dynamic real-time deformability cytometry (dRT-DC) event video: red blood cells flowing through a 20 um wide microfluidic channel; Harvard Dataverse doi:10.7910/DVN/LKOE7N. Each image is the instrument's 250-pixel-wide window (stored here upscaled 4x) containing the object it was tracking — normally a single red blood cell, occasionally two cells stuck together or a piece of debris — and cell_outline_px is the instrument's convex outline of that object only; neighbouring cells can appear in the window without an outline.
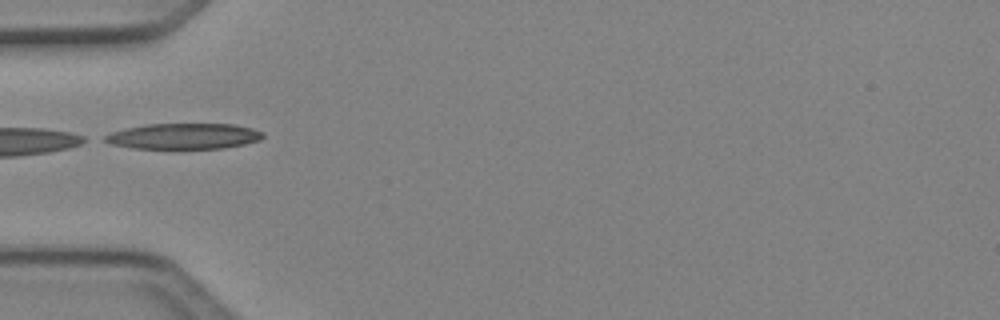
{"species": "Egyptian fruit bat (a non-hibernating species)", "species_latin": "Rousettus aegyptiacus", "temperature_condition": "cold", "stored_images_in_passage": 4, "camera_frame_rate_fps": 3000, "um_per_image_px": 0.085, "animal": {"sex": "female"}, "frame": {"image": 1, "passage_image": 4, "time_ms": 1.0, "image_size_px": [1000, 320], "cell_outline_px": [[264, 136], [260, 140], [244, 144], [224, 148], [132, 148], [112, 144], [104, 140], [104, 136], [112, 132], [144, 124], [232, 124], [252, 128], [264, 132]], "centroid_in_image_um": [15.65, 11.57], "position_along_channel_um": 69.3, "area_um2": 23.52}}